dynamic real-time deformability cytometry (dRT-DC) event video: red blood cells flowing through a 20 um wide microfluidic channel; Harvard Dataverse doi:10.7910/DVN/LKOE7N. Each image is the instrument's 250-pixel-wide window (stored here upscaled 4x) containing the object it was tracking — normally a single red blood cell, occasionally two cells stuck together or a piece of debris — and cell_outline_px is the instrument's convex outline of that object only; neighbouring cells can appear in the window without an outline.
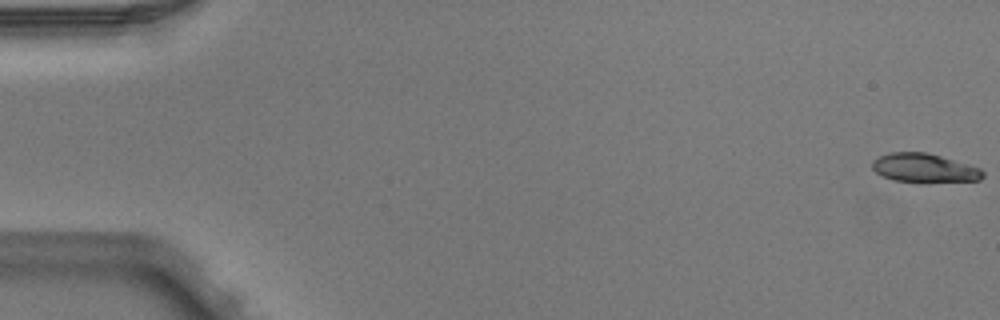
{"species": "Egyptian fruit bat (a non-hibernating species)", "species_latin": "Rousettus aegyptiacus", "temperature_condition": "warm", "stored_images_in_passage": 5, "segment_of_instrument_passage": [2, 2], "camera_frame_rate_fps": 3000, "um_per_image_px": 0.085, "animal": {"sex": "male"}, "frame": {"image": 1, "passage_image": 5, "time_ms": 1.333, "image_size_px": [1000, 320], "cell_outline_px": [[984, 176], [980, 180], [892, 180], [876, 172], [872, 168], [872, 160], [888, 152], [928, 152], [980, 168], [984, 172]], "centroid_in_image_um": [78.52, 14.23], "position_along_channel_um": 6.5, "area_um2": 17.86}}